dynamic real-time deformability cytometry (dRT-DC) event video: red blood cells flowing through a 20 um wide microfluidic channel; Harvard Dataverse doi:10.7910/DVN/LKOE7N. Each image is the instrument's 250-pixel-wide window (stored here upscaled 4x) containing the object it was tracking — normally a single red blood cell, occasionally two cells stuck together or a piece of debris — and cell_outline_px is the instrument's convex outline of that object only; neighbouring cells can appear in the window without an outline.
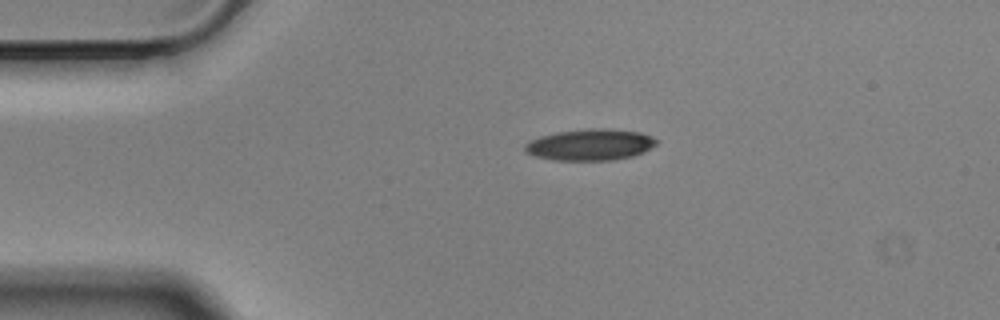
{"species": "Egyptian fruit bat (a non-hibernating species)", "species_latin": "Rousettus aegyptiacus", "temperature_condition": "cold", "stored_images_in_passage": 46, "camera_frame_rate_fps": 3000, "um_per_image_px": 0.085, "animal": {"sex": "male"}, "frame": {"image": 1, "passage_image": 1, "time_ms": 0.0, "image_size_px": [1000, 320], "cell_outline_px": [[656, 144], [644, 152], [632, 156], [612, 160], [552, 160], [536, 156], [524, 152], [524, 144], [528, 140], [540, 136], [556, 132], [588, 128], [604, 128], [640, 132], [652, 136], [656, 140]], "centroid_in_image_um": [50.12, 12.29], "position_along_channel_um": 34.9, "area_um2": 24.16}}
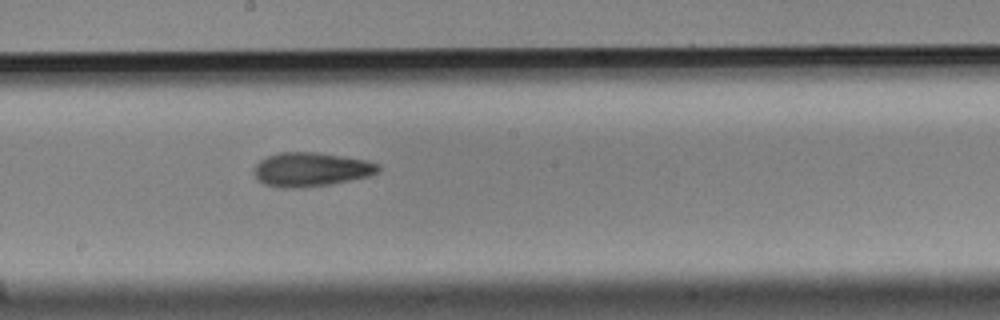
{"frame": {"image": 2, "passage_image": 20, "time_ms": 6.333, "image_size_px": [1000, 320], "cell_outline_px": [[380, 168], [376, 172], [368, 176], [328, 184], [296, 188], [276, 188], [264, 184], [256, 180], [252, 172], [256, 164], [260, 160], [268, 156], [280, 152], [316, 152], [368, 160], [380, 164]], "centroid_in_image_um": [26.37, 14.4], "position_along_channel_um": 221.8, "area_um2": 24.68}}
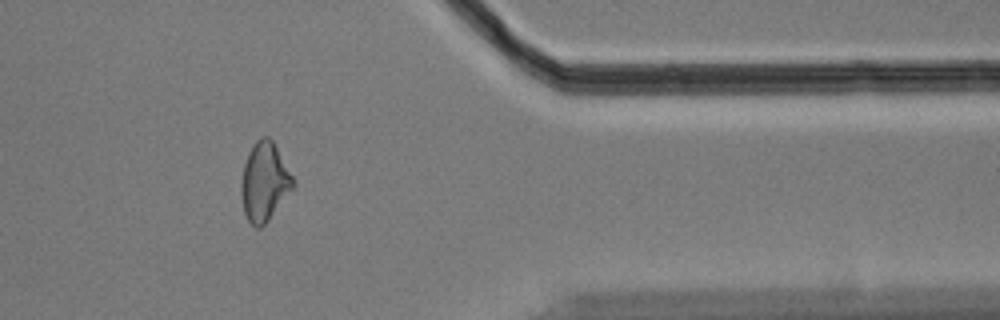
{"frame": {"image": 3, "passage_image": 36, "time_ms": 11.667, "image_size_px": [1000, 320], "cell_outline_px": [[296, 184], [268, 220], [260, 228], [256, 228], [248, 220], [244, 212], [240, 192], [240, 184], [244, 164], [248, 152], [256, 140], [264, 136], [268, 136], [272, 140], [296, 180]], "centroid_in_image_um": [22.47, 15.44], "position_along_channel_um": 388.9, "area_um2": 23.76}, "authors_computed_cell_mechanics": {"area_um2": 23.7558, "velocity_mm_per_s": 3.5026, "shape_relaxation_time_tau1_ms": null, "shape_relaxation_time_tau2_ms": 9.5209, "deformation_change_tau1": null, "deformation_change_tau2": 0.2017}}